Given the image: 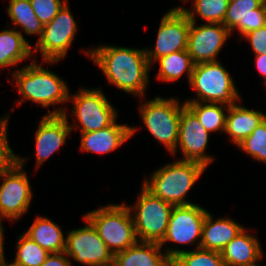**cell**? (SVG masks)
<instances>
[{
	"instance_id": "5",
	"label": "cell",
	"mask_w": 266,
	"mask_h": 266,
	"mask_svg": "<svg viewBox=\"0 0 266 266\" xmlns=\"http://www.w3.org/2000/svg\"><path fill=\"white\" fill-rule=\"evenodd\" d=\"M189 84L198 97L185 102H211L231 106L240 101L231 75L218 61L195 64Z\"/></svg>"
},
{
	"instance_id": "32",
	"label": "cell",
	"mask_w": 266,
	"mask_h": 266,
	"mask_svg": "<svg viewBox=\"0 0 266 266\" xmlns=\"http://www.w3.org/2000/svg\"><path fill=\"white\" fill-rule=\"evenodd\" d=\"M36 17L43 25L50 23L66 3V0H30Z\"/></svg>"
},
{
	"instance_id": "20",
	"label": "cell",
	"mask_w": 266,
	"mask_h": 266,
	"mask_svg": "<svg viewBox=\"0 0 266 266\" xmlns=\"http://www.w3.org/2000/svg\"><path fill=\"white\" fill-rule=\"evenodd\" d=\"M220 253L225 266H252L263 256L258 240L245 228Z\"/></svg>"
},
{
	"instance_id": "10",
	"label": "cell",
	"mask_w": 266,
	"mask_h": 266,
	"mask_svg": "<svg viewBox=\"0 0 266 266\" xmlns=\"http://www.w3.org/2000/svg\"><path fill=\"white\" fill-rule=\"evenodd\" d=\"M76 30L75 19L66 2L56 17L44 25L42 35L36 43L37 51H41L43 60L56 63L63 59L72 44Z\"/></svg>"
},
{
	"instance_id": "4",
	"label": "cell",
	"mask_w": 266,
	"mask_h": 266,
	"mask_svg": "<svg viewBox=\"0 0 266 266\" xmlns=\"http://www.w3.org/2000/svg\"><path fill=\"white\" fill-rule=\"evenodd\" d=\"M12 75L16 79L19 93L23 95L19 104L31 100L42 107H48L69 101L66 83L35 61L21 70H16Z\"/></svg>"
},
{
	"instance_id": "6",
	"label": "cell",
	"mask_w": 266,
	"mask_h": 266,
	"mask_svg": "<svg viewBox=\"0 0 266 266\" xmlns=\"http://www.w3.org/2000/svg\"><path fill=\"white\" fill-rule=\"evenodd\" d=\"M179 104L174 98L165 99L157 96L139 107L142 120L151 135L171 153L177 151L180 116L186 106L185 103Z\"/></svg>"
},
{
	"instance_id": "2",
	"label": "cell",
	"mask_w": 266,
	"mask_h": 266,
	"mask_svg": "<svg viewBox=\"0 0 266 266\" xmlns=\"http://www.w3.org/2000/svg\"><path fill=\"white\" fill-rule=\"evenodd\" d=\"M205 169L201 163L178 160L156 170L142 186L173 206L192 204L184 197Z\"/></svg>"
},
{
	"instance_id": "22",
	"label": "cell",
	"mask_w": 266,
	"mask_h": 266,
	"mask_svg": "<svg viewBox=\"0 0 266 266\" xmlns=\"http://www.w3.org/2000/svg\"><path fill=\"white\" fill-rule=\"evenodd\" d=\"M225 131L232 138L235 145H239L260 125L266 118L262 112L250 110L246 107L231 105L226 107Z\"/></svg>"
},
{
	"instance_id": "19",
	"label": "cell",
	"mask_w": 266,
	"mask_h": 266,
	"mask_svg": "<svg viewBox=\"0 0 266 266\" xmlns=\"http://www.w3.org/2000/svg\"><path fill=\"white\" fill-rule=\"evenodd\" d=\"M159 243L137 241L114 255L113 266H171Z\"/></svg>"
},
{
	"instance_id": "36",
	"label": "cell",
	"mask_w": 266,
	"mask_h": 266,
	"mask_svg": "<svg viewBox=\"0 0 266 266\" xmlns=\"http://www.w3.org/2000/svg\"><path fill=\"white\" fill-rule=\"evenodd\" d=\"M256 56V66L262 77L264 78V83L266 84V54L255 55Z\"/></svg>"
},
{
	"instance_id": "9",
	"label": "cell",
	"mask_w": 266,
	"mask_h": 266,
	"mask_svg": "<svg viewBox=\"0 0 266 266\" xmlns=\"http://www.w3.org/2000/svg\"><path fill=\"white\" fill-rule=\"evenodd\" d=\"M68 100L74 104L72 113L81 125V133L101 130L116 121L117 112L100 89H80Z\"/></svg>"
},
{
	"instance_id": "28",
	"label": "cell",
	"mask_w": 266,
	"mask_h": 266,
	"mask_svg": "<svg viewBox=\"0 0 266 266\" xmlns=\"http://www.w3.org/2000/svg\"><path fill=\"white\" fill-rule=\"evenodd\" d=\"M185 105L197 116L202 126L209 132L225 131L226 113L224 107H229L222 103L207 102H184Z\"/></svg>"
},
{
	"instance_id": "24",
	"label": "cell",
	"mask_w": 266,
	"mask_h": 266,
	"mask_svg": "<svg viewBox=\"0 0 266 266\" xmlns=\"http://www.w3.org/2000/svg\"><path fill=\"white\" fill-rule=\"evenodd\" d=\"M23 34L14 29L0 32V67L14 66L32 55Z\"/></svg>"
},
{
	"instance_id": "3",
	"label": "cell",
	"mask_w": 266,
	"mask_h": 266,
	"mask_svg": "<svg viewBox=\"0 0 266 266\" xmlns=\"http://www.w3.org/2000/svg\"><path fill=\"white\" fill-rule=\"evenodd\" d=\"M128 205H107L84 215L96 229L108 249L115 255L134 245L138 240Z\"/></svg>"
},
{
	"instance_id": "37",
	"label": "cell",
	"mask_w": 266,
	"mask_h": 266,
	"mask_svg": "<svg viewBox=\"0 0 266 266\" xmlns=\"http://www.w3.org/2000/svg\"><path fill=\"white\" fill-rule=\"evenodd\" d=\"M4 230L1 224V220H0V266H3L5 264H7V262L5 261V256H4V246H3V235Z\"/></svg>"
},
{
	"instance_id": "26",
	"label": "cell",
	"mask_w": 266,
	"mask_h": 266,
	"mask_svg": "<svg viewBox=\"0 0 266 266\" xmlns=\"http://www.w3.org/2000/svg\"><path fill=\"white\" fill-rule=\"evenodd\" d=\"M156 61H159L160 64L157 76L160 81L174 82L186 72L187 78L190 82L195 64L187 50L171 53Z\"/></svg>"
},
{
	"instance_id": "16",
	"label": "cell",
	"mask_w": 266,
	"mask_h": 266,
	"mask_svg": "<svg viewBox=\"0 0 266 266\" xmlns=\"http://www.w3.org/2000/svg\"><path fill=\"white\" fill-rule=\"evenodd\" d=\"M67 118L65 109H56L40 120L35 133L36 167L42 165L60 146L66 143L72 131Z\"/></svg>"
},
{
	"instance_id": "30",
	"label": "cell",
	"mask_w": 266,
	"mask_h": 266,
	"mask_svg": "<svg viewBox=\"0 0 266 266\" xmlns=\"http://www.w3.org/2000/svg\"><path fill=\"white\" fill-rule=\"evenodd\" d=\"M16 248V258L10 266H41L50 255L25 233L20 235Z\"/></svg>"
},
{
	"instance_id": "23",
	"label": "cell",
	"mask_w": 266,
	"mask_h": 266,
	"mask_svg": "<svg viewBox=\"0 0 266 266\" xmlns=\"http://www.w3.org/2000/svg\"><path fill=\"white\" fill-rule=\"evenodd\" d=\"M25 234L50 254L65 252L66 237L61 228L46 217L38 216Z\"/></svg>"
},
{
	"instance_id": "8",
	"label": "cell",
	"mask_w": 266,
	"mask_h": 266,
	"mask_svg": "<svg viewBox=\"0 0 266 266\" xmlns=\"http://www.w3.org/2000/svg\"><path fill=\"white\" fill-rule=\"evenodd\" d=\"M25 159L16 156V161L1 175L0 220H18L27 212L32 191L26 173L23 171Z\"/></svg>"
},
{
	"instance_id": "1",
	"label": "cell",
	"mask_w": 266,
	"mask_h": 266,
	"mask_svg": "<svg viewBox=\"0 0 266 266\" xmlns=\"http://www.w3.org/2000/svg\"><path fill=\"white\" fill-rule=\"evenodd\" d=\"M86 54L99 66L110 84L137 97L145 94L150 64L144 49L108 45L97 46Z\"/></svg>"
},
{
	"instance_id": "34",
	"label": "cell",
	"mask_w": 266,
	"mask_h": 266,
	"mask_svg": "<svg viewBox=\"0 0 266 266\" xmlns=\"http://www.w3.org/2000/svg\"><path fill=\"white\" fill-rule=\"evenodd\" d=\"M243 37L251 42L250 44L255 55L266 54V25L248 32Z\"/></svg>"
},
{
	"instance_id": "12",
	"label": "cell",
	"mask_w": 266,
	"mask_h": 266,
	"mask_svg": "<svg viewBox=\"0 0 266 266\" xmlns=\"http://www.w3.org/2000/svg\"><path fill=\"white\" fill-rule=\"evenodd\" d=\"M190 24L180 7L170 9L161 19L154 48L145 49L149 64L171 53L187 50Z\"/></svg>"
},
{
	"instance_id": "11",
	"label": "cell",
	"mask_w": 266,
	"mask_h": 266,
	"mask_svg": "<svg viewBox=\"0 0 266 266\" xmlns=\"http://www.w3.org/2000/svg\"><path fill=\"white\" fill-rule=\"evenodd\" d=\"M71 230L66 238L65 254L89 266H112L114 255L98 235L93 225Z\"/></svg>"
},
{
	"instance_id": "21",
	"label": "cell",
	"mask_w": 266,
	"mask_h": 266,
	"mask_svg": "<svg viewBox=\"0 0 266 266\" xmlns=\"http://www.w3.org/2000/svg\"><path fill=\"white\" fill-rule=\"evenodd\" d=\"M243 229V226L232 219L220 218L214 221L212 215L207 212L203 224L200 248L221 252Z\"/></svg>"
},
{
	"instance_id": "25",
	"label": "cell",
	"mask_w": 266,
	"mask_h": 266,
	"mask_svg": "<svg viewBox=\"0 0 266 266\" xmlns=\"http://www.w3.org/2000/svg\"><path fill=\"white\" fill-rule=\"evenodd\" d=\"M166 255L171 260V266H225L219 251L181 249H166Z\"/></svg>"
},
{
	"instance_id": "27",
	"label": "cell",
	"mask_w": 266,
	"mask_h": 266,
	"mask_svg": "<svg viewBox=\"0 0 266 266\" xmlns=\"http://www.w3.org/2000/svg\"><path fill=\"white\" fill-rule=\"evenodd\" d=\"M12 20V24L21 26L28 35H42L44 25L36 17L30 0H10L7 10Z\"/></svg>"
},
{
	"instance_id": "14",
	"label": "cell",
	"mask_w": 266,
	"mask_h": 266,
	"mask_svg": "<svg viewBox=\"0 0 266 266\" xmlns=\"http://www.w3.org/2000/svg\"><path fill=\"white\" fill-rule=\"evenodd\" d=\"M195 24H190L187 43V51L193 63L218 61L216 56L231 35L230 31L221 23Z\"/></svg>"
},
{
	"instance_id": "7",
	"label": "cell",
	"mask_w": 266,
	"mask_h": 266,
	"mask_svg": "<svg viewBox=\"0 0 266 266\" xmlns=\"http://www.w3.org/2000/svg\"><path fill=\"white\" fill-rule=\"evenodd\" d=\"M132 214L137 240L161 243L164 239L173 205L152 195L142 186Z\"/></svg>"
},
{
	"instance_id": "13",
	"label": "cell",
	"mask_w": 266,
	"mask_h": 266,
	"mask_svg": "<svg viewBox=\"0 0 266 266\" xmlns=\"http://www.w3.org/2000/svg\"><path fill=\"white\" fill-rule=\"evenodd\" d=\"M207 212L194 203L174 206L170 214L167 233L160 246L163 247V244L168 241L190 244L200 239L197 242V249L200 248L203 224Z\"/></svg>"
},
{
	"instance_id": "31",
	"label": "cell",
	"mask_w": 266,
	"mask_h": 266,
	"mask_svg": "<svg viewBox=\"0 0 266 266\" xmlns=\"http://www.w3.org/2000/svg\"><path fill=\"white\" fill-rule=\"evenodd\" d=\"M238 146L255 160L266 163V118Z\"/></svg>"
},
{
	"instance_id": "33",
	"label": "cell",
	"mask_w": 266,
	"mask_h": 266,
	"mask_svg": "<svg viewBox=\"0 0 266 266\" xmlns=\"http://www.w3.org/2000/svg\"><path fill=\"white\" fill-rule=\"evenodd\" d=\"M8 118L0 119V177L16 161L7 140Z\"/></svg>"
},
{
	"instance_id": "18",
	"label": "cell",
	"mask_w": 266,
	"mask_h": 266,
	"mask_svg": "<svg viewBox=\"0 0 266 266\" xmlns=\"http://www.w3.org/2000/svg\"><path fill=\"white\" fill-rule=\"evenodd\" d=\"M136 128L116 123L101 130L81 133V150L108 153L117 149L135 133Z\"/></svg>"
},
{
	"instance_id": "35",
	"label": "cell",
	"mask_w": 266,
	"mask_h": 266,
	"mask_svg": "<svg viewBox=\"0 0 266 266\" xmlns=\"http://www.w3.org/2000/svg\"><path fill=\"white\" fill-rule=\"evenodd\" d=\"M65 252L51 253L41 266H72Z\"/></svg>"
},
{
	"instance_id": "15",
	"label": "cell",
	"mask_w": 266,
	"mask_h": 266,
	"mask_svg": "<svg viewBox=\"0 0 266 266\" xmlns=\"http://www.w3.org/2000/svg\"><path fill=\"white\" fill-rule=\"evenodd\" d=\"M209 132L199 122L197 116L185 106L182 109L177 147L183 153V161H195L207 167L213 157L205 154L208 145Z\"/></svg>"
},
{
	"instance_id": "17",
	"label": "cell",
	"mask_w": 266,
	"mask_h": 266,
	"mask_svg": "<svg viewBox=\"0 0 266 266\" xmlns=\"http://www.w3.org/2000/svg\"><path fill=\"white\" fill-rule=\"evenodd\" d=\"M232 33L237 28L242 36L266 25L264 0H230L222 23Z\"/></svg>"
},
{
	"instance_id": "29",
	"label": "cell",
	"mask_w": 266,
	"mask_h": 266,
	"mask_svg": "<svg viewBox=\"0 0 266 266\" xmlns=\"http://www.w3.org/2000/svg\"><path fill=\"white\" fill-rule=\"evenodd\" d=\"M230 0H194L193 11L180 7L190 22L196 23L195 14L206 23H223Z\"/></svg>"
}]
</instances>
